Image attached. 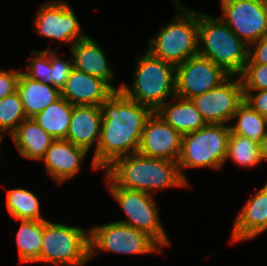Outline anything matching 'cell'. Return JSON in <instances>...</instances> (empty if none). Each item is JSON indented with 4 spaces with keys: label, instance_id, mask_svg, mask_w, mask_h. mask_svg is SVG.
<instances>
[{
    "label": "cell",
    "instance_id": "10",
    "mask_svg": "<svg viewBox=\"0 0 267 266\" xmlns=\"http://www.w3.org/2000/svg\"><path fill=\"white\" fill-rule=\"evenodd\" d=\"M220 19L248 46L267 34V3L264 0H220Z\"/></svg>",
    "mask_w": 267,
    "mask_h": 266
},
{
    "label": "cell",
    "instance_id": "11",
    "mask_svg": "<svg viewBox=\"0 0 267 266\" xmlns=\"http://www.w3.org/2000/svg\"><path fill=\"white\" fill-rule=\"evenodd\" d=\"M190 100L206 124H226L232 120L238 107L244 102L240 77L230 75L217 87Z\"/></svg>",
    "mask_w": 267,
    "mask_h": 266
},
{
    "label": "cell",
    "instance_id": "19",
    "mask_svg": "<svg viewBox=\"0 0 267 266\" xmlns=\"http://www.w3.org/2000/svg\"><path fill=\"white\" fill-rule=\"evenodd\" d=\"M73 68L106 81L115 91L120 87L112 86L114 72L102 48L88 35L71 45Z\"/></svg>",
    "mask_w": 267,
    "mask_h": 266
},
{
    "label": "cell",
    "instance_id": "7",
    "mask_svg": "<svg viewBox=\"0 0 267 266\" xmlns=\"http://www.w3.org/2000/svg\"><path fill=\"white\" fill-rule=\"evenodd\" d=\"M90 259V231L44 220L39 262L84 266Z\"/></svg>",
    "mask_w": 267,
    "mask_h": 266
},
{
    "label": "cell",
    "instance_id": "16",
    "mask_svg": "<svg viewBox=\"0 0 267 266\" xmlns=\"http://www.w3.org/2000/svg\"><path fill=\"white\" fill-rule=\"evenodd\" d=\"M87 154V150L66 139H55L41 160L49 176L58 184H62L80 171Z\"/></svg>",
    "mask_w": 267,
    "mask_h": 266
},
{
    "label": "cell",
    "instance_id": "1",
    "mask_svg": "<svg viewBox=\"0 0 267 266\" xmlns=\"http://www.w3.org/2000/svg\"><path fill=\"white\" fill-rule=\"evenodd\" d=\"M100 141L92 168L103 170L115 159L137 153L143 127L153 112L149 107L114 91L102 104Z\"/></svg>",
    "mask_w": 267,
    "mask_h": 266
},
{
    "label": "cell",
    "instance_id": "34",
    "mask_svg": "<svg viewBox=\"0 0 267 266\" xmlns=\"http://www.w3.org/2000/svg\"><path fill=\"white\" fill-rule=\"evenodd\" d=\"M246 63L267 65V34L248 46V60Z\"/></svg>",
    "mask_w": 267,
    "mask_h": 266
},
{
    "label": "cell",
    "instance_id": "4",
    "mask_svg": "<svg viewBox=\"0 0 267 266\" xmlns=\"http://www.w3.org/2000/svg\"><path fill=\"white\" fill-rule=\"evenodd\" d=\"M134 81L131 86L120 85V91L128 98L157 111L168 98L176 96V67L146 50L138 56Z\"/></svg>",
    "mask_w": 267,
    "mask_h": 266
},
{
    "label": "cell",
    "instance_id": "33",
    "mask_svg": "<svg viewBox=\"0 0 267 266\" xmlns=\"http://www.w3.org/2000/svg\"><path fill=\"white\" fill-rule=\"evenodd\" d=\"M20 72L17 70L0 71V100L17 91Z\"/></svg>",
    "mask_w": 267,
    "mask_h": 266
},
{
    "label": "cell",
    "instance_id": "17",
    "mask_svg": "<svg viewBox=\"0 0 267 266\" xmlns=\"http://www.w3.org/2000/svg\"><path fill=\"white\" fill-rule=\"evenodd\" d=\"M102 110L100 106L73 105L66 140L89 152L95 142L98 147L101 136Z\"/></svg>",
    "mask_w": 267,
    "mask_h": 266
},
{
    "label": "cell",
    "instance_id": "18",
    "mask_svg": "<svg viewBox=\"0 0 267 266\" xmlns=\"http://www.w3.org/2000/svg\"><path fill=\"white\" fill-rule=\"evenodd\" d=\"M267 230V196L259 189L246 200L235 219L231 242L246 241Z\"/></svg>",
    "mask_w": 267,
    "mask_h": 266
},
{
    "label": "cell",
    "instance_id": "29",
    "mask_svg": "<svg viewBox=\"0 0 267 266\" xmlns=\"http://www.w3.org/2000/svg\"><path fill=\"white\" fill-rule=\"evenodd\" d=\"M32 54L34 57L29 59L30 63L24 73L33 80L52 85L51 50H49V46L43 51L32 50Z\"/></svg>",
    "mask_w": 267,
    "mask_h": 266
},
{
    "label": "cell",
    "instance_id": "35",
    "mask_svg": "<svg viewBox=\"0 0 267 266\" xmlns=\"http://www.w3.org/2000/svg\"><path fill=\"white\" fill-rule=\"evenodd\" d=\"M259 147L261 161H267V135L261 140Z\"/></svg>",
    "mask_w": 267,
    "mask_h": 266
},
{
    "label": "cell",
    "instance_id": "32",
    "mask_svg": "<svg viewBox=\"0 0 267 266\" xmlns=\"http://www.w3.org/2000/svg\"><path fill=\"white\" fill-rule=\"evenodd\" d=\"M244 102L260 115L267 118V89L244 90Z\"/></svg>",
    "mask_w": 267,
    "mask_h": 266
},
{
    "label": "cell",
    "instance_id": "21",
    "mask_svg": "<svg viewBox=\"0 0 267 266\" xmlns=\"http://www.w3.org/2000/svg\"><path fill=\"white\" fill-rule=\"evenodd\" d=\"M17 92L27 118L34 117L61 97L60 90L53 85L33 80L24 72H20Z\"/></svg>",
    "mask_w": 267,
    "mask_h": 266
},
{
    "label": "cell",
    "instance_id": "2",
    "mask_svg": "<svg viewBox=\"0 0 267 266\" xmlns=\"http://www.w3.org/2000/svg\"><path fill=\"white\" fill-rule=\"evenodd\" d=\"M107 186L154 195L158 189L170 187L191 188L181 175L178 162L143 156L139 153L115 159L105 168Z\"/></svg>",
    "mask_w": 267,
    "mask_h": 266
},
{
    "label": "cell",
    "instance_id": "31",
    "mask_svg": "<svg viewBox=\"0 0 267 266\" xmlns=\"http://www.w3.org/2000/svg\"><path fill=\"white\" fill-rule=\"evenodd\" d=\"M51 68L52 85L61 90L73 69V61H64L56 54V50H51Z\"/></svg>",
    "mask_w": 267,
    "mask_h": 266
},
{
    "label": "cell",
    "instance_id": "3",
    "mask_svg": "<svg viewBox=\"0 0 267 266\" xmlns=\"http://www.w3.org/2000/svg\"><path fill=\"white\" fill-rule=\"evenodd\" d=\"M198 55L212 60L229 75H239L248 60V45L220 17L198 12Z\"/></svg>",
    "mask_w": 267,
    "mask_h": 266
},
{
    "label": "cell",
    "instance_id": "36",
    "mask_svg": "<svg viewBox=\"0 0 267 266\" xmlns=\"http://www.w3.org/2000/svg\"><path fill=\"white\" fill-rule=\"evenodd\" d=\"M260 190L267 196V182L263 187L260 188Z\"/></svg>",
    "mask_w": 267,
    "mask_h": 266
},
{
    "label": "cell",
    "instance_id": "26",
    "mask_svg": "<svg viewBox=\"0 0 267 266\" xmlns=\"http://www.w3.org/2000/svg\"><path fill=\"white\" fill-rule=\"evenodd\" d=\"M6 206L15 220H46L40 214L38 197L25 188L7 190Z\"/></svg>",
    "mask_w": 267,
    "mask_h": 266
},
{
    "label": "cell",
    "instance_id": "12",
    "mask_svg": "<svg viewBox=\"0 0 267 266\" xmlns=\"http://www.w3.org/2000/svg\"><path fill=\"white\" fill-rule=\"evenodd\" d=\"M229 76L212 60L196 55L176 66V96L190 100L217 87Z\"/></svg>",
    "mask_w": 267,
    "mask_h": 266
},
{
    "label": "cell",
    "instance_id": "9",
    "mask_svg": "<svg viewBox=\"0 0 267 266\" xmlns=\"http://www.w3.org/2000/svg\"><path fill=\"white\" fill-rule=\"evenodd\" d=\"M119 254L162 253V247L147 233L120 222H110L90 230V258L97 250Z\"/></svg>",
    "mask_w": 267,
    "mask_h": 266
},
{
    "label": "cell",
    "instance_id": "25",
    "mask_svg": "<svg viewBox=\"0 0 267 266\" xmlns=\"http://www.w3.org/2000/svg\"><path fill=\"white\" fill-rule=\"evenodd\" d=\"M237 123L230 126V131L243 137H248L252 142L260 145L261 140L267 135V118L243 102L233 115Z\"/></svg>",
    "mask_w": 267,
    "mask_h": 266
},
{
    "label": "cell",
    "instance_id": "28",
    "mask_svg": "<svg viewBox=\"0 0 267 266\" xmlns=\"http://www.w3.org/2000/svg\"><path fill=\"white\" fill-rule=\"evenodd\" d=\"M26 114L18 92H14L0 100V139L3 140V132L7 131L11 136L25 120Z\"/></svg>",
    "mask_w": 267,
    "mask_h": 266
},
{
    "label": "cell",
    "instance_id": "30",
    "mask_svg": "<svg viewBox=\"0 0 267 266\" xmlns=\"http://www.w3.org/2000/svg\"><path fill=\"white\" fill-rule=\"evenodd\" d=\"M239 77L243 90L267 89V65L246 63Z\"/></svg>",
    "mask_w": 267,
    "mask_h": 266
},
{
    "label": "cell",
    "instance_id": "22",
    "mask_svg": "<svg viewBox=\"0 0 267 266\" xmlns=\"http://www.w3.org/2000/svg\"><path fill=\"white\" fill-rule=\"evenodd\" d=\"M173 100L171 103H164L156 112L176 131L184 135L200 130L206 125L191 100L177 96L173 97Z\"/></svg>",
    "mask_w": 267,
    "mask_h": 266
},
{
    "label": "cell",
    "instance_id": "13",
    "mask_svg": "<svg viewBox=\"0 0 267 266\" xmlns=\"http://www.w3.org/2000/svg\"><path fill=\"white\" fill-rule=\"evenodd\" d=\"M36 14L34 27L40 36L71 45L87 36L82 34L81 24L66 1H48Z\"/></svg>",
    "mask_w": 267,
    "mask_h": 266
},
{
    "label": "cell",
    "instance_id": "23",
    "mask_svg": "<svg viewBox=\"0 0 267 266\" xmlns=\"http://www.w3.org/2000/svg\"><path fill=\"white\" fill-rule=\"evenodd\" d=\"M72 110L73 105L60 97L32 118L53 138L66 139Z\"/></svg>",
    "mask_w": 267,
    "mask_h": 266
},
{
    "label": "cell",
    "instance_id": "27",
    "mask_svg": "<svg viewBox=\"0 0 267 266\" xmlns=\"http://www.w3.org/2000/svg\"><path fill=\"white\" fill-rule=\"evenodd\" d=\"M229 158L235 162V164L247 168L256 167L262 162L259 144L252 142L248 137L234 134L231 131L225 162Z\"/></svg>",
    "mask_w": 267,
    "mask_h": 266
},
{
    "label": "cell",
    "instance_id": "20",
    "mask_svg": "<svg viewBox=\"0 0 267 266\" xmlns=\"http://www.w3.org/2000/svg\"><path fill=\"white\" fill-rule=\"evenodd\" d=\"M11 138L19 154L31 160H41L55 140L33 118L23 120Z\"/></svg>",
    "mask_w": 267,
    "mask_h": 266
},
{
    "label": "cell",
    "instance_id": "24",
    "mask_svg": "<svg viewBox=\"0 0 267 266\" xmlns=\"http://www.w3.org/2000/svg\"><path fill=\"white\" fill-rule=\"evenodd\" d=\"M20 227L16 234L18 255L21 263L39 262L44 220H16Z\"/></svg>",
    "mask_w": 267,
    "mask_h": 266
},
{
    "label": "cell",
    "instance_id": "5",
    "mask_svg": "<svg viewBox=\"0 0 267 266\" xmlns=\"http://www.w3.org/2000/svg\"><path fill=\"white\" fill-rule=\"evenodd\" d=\"M173 1L180 12L150 39L147 51L176 67L198 55V11L187 9L178 0Z\"/></svg>",
    "mask_w": 267,
    "mask_h": 266
},
{
    "label": "cell",
    "instance_id": "8",
    "mask_svg": "<svg viewBox=\"0 0 267 266\" xmlns=\"http://www.w3.org/2000/svg\"><path fill=\"white\" fill-rule=\"evenodd\" d=\"M110 195L117 201L126 214V220L117 222L147 233L162 248L169 246V238L166 235L160 221L159 209L153 195L137 190H129L119 186H108Z\"/></svg>",
    "mask_w": 267,
    "mask_h": 266
},
{
    "label": "cell",
    "instance_id": "6",
    "mask_svg": "<svg viewBox=\"0 0 267 266\" xmlns=\"http://www.w3.org/2000/svg\"><path fill=\"white\" fill-rule=\"evenodd\" d=\"M230 126L206 124L200 130L184 134L178 159L182 177L188 182L183 169L223 167L227 156Z\"/></svg>",
    "mask_w": 267,
    "mask_h": 266
},
{
    "label": "cell",
    "instance_id": "15",
    "mask_svg": "<svg viewBox=\"0 0 267 266\" xmlns=\"http://www.w3.org/2000/svg\"><path fill=\"white\" fill-rule=\"evenodd\" d=\"M114 91L103 79L73 68L60 93L72 105L101 106Z\"/></svg>",
    "mask_w": 267,
    "mask_h": 266
},
{
    "label": "cell",
    "instance_id": "14",
    "mask_svg": "<svg viewBox=\"0 0 267 266\" xmlns=\"http://www.w3.org/2000/svg\"><path fill=\"white\" fill-rule=\"evenodd\" d=\"M183 135L156 111L145 121L137 153L151 158L177 162Z\"/></svg>",
    "mask_w": 267,
    "mask_h": 266
}]
</instances>
